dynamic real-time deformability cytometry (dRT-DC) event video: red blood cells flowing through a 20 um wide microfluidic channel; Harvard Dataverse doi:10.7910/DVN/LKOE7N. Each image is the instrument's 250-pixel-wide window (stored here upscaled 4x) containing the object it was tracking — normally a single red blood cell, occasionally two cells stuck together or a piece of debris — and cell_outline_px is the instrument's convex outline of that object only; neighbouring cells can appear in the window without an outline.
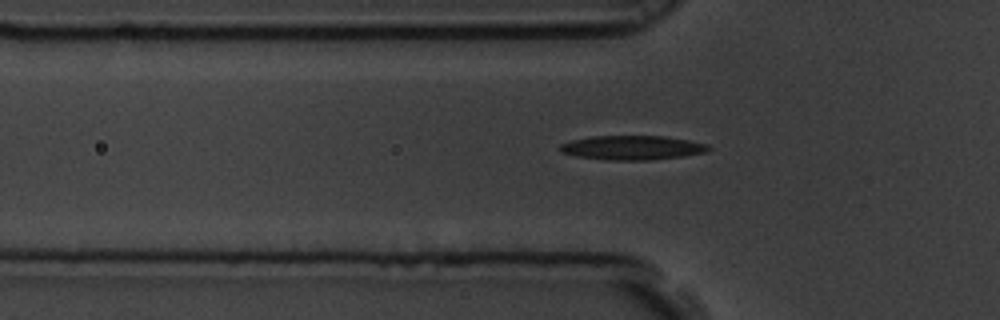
{"species": "common noctule bat (a hibernating species)", "species_latin": "Nyctalus noctula", "temperature_condition": "room temperature", "stored_images_in_passage": 44, "camera_frame_rate_fps": 3000, "um_per_image_px": 0.085, "animal": {"sex": "male", "body_mass_g": 19.5, "forearm_length_mm": 54.6}, "frame": {"image": 1, "passage_image": 6, "time_ms": 1.667, "image_size_px": [1000, 320], "cell_outline_px": [[712, 148], [708, 152], [684, 156], [652, 160], [604, 160], [576, 156], [560, 152], [560, 144], [572, 140], [592, 136], [664, 136], [688, 140], [708, 144]], "centroid_in_image_um": [53.77, 12.56], "position_along_channel_um": 72.0, "area_um2": 21.15}}
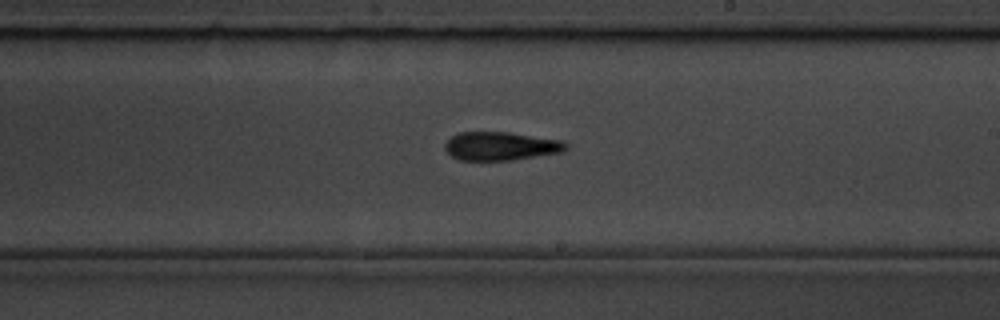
{"frame": {"image": 2, "passage_image": 21, "time_ms": 6.667, "image_size_px": [1000, 320], "cell_outline_px": [[568, 148], [564, 152], [512, 160], [460, 160], [452, 156], [444, 148], [444, 144], [456, 132], [508, 132], [560, 140], [568, 144]], "centroid_in_image_um": [42.57, 12.42], "position_along_channel_um": 246.4, "area_um2": 20.11}}
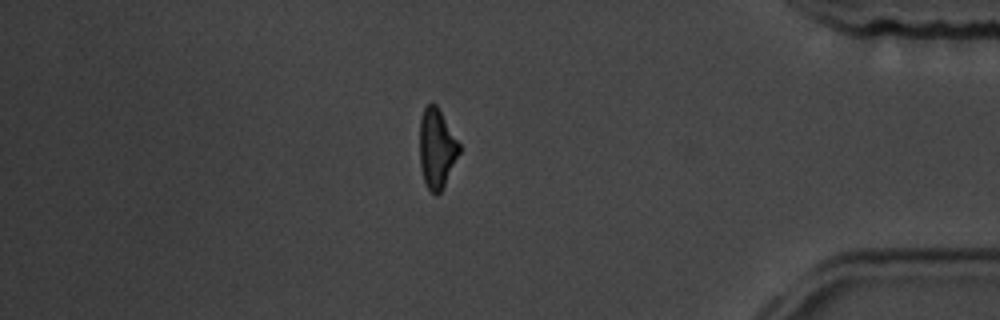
{"frame": {"image": 3, "passage_image": 37, "time_ms": 12.0, "image_size_px": [1000, 320], "cell_outline_px": [[460, 152], [444, 188], [436, 196], [424, 184], [420, 168], [420, 116], [424, 108], [432, 100], [436, 104], [460, 144]], "centroid_in_image_um": [37.11, 12.63], "position_along_channel_um": 398.1, "area_um2": 18.61}, "authors_computed_cell_mechanics": {"area_um2": 20.1144, "velocity_mm_per_s": 3.4809, "shape_relaxation_time_tau1_ms": 5.7806, "shape_relaxation_time_tau2_ms": 4.896, "deformation_change_tau1": 0.166, "deformation_change_tau2": 0.1458}}